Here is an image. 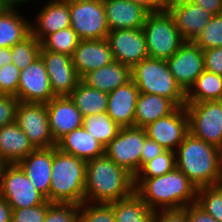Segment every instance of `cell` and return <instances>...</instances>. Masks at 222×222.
Instances as JSON below:
<instances>
[{
	"instance_id": "6da1fadb",
	"label": "cell",
	"mask_w": 222,
	"mask_h": 222,
	"mask_svg": "<svg viewBox=\"0 0 222 222\" xmlns=\"http://www.w3.org/2000/svg\"><path fill=\"white\" fill-rule=\"evenodd\" d=\"M135 193V176L105 154L86 162L84 201L112 203Z\"/></svg>"
},
{
	"instance_id": "7a4b0ae2",
	"label": "cell",
	"mask_w": 222,
	"mask_h": 222,
	"mask_svg": "<svg viewBox=\"0 0 222 222\" xmlns=\"http://www.w3.org/2000/svg\"><path fill=\"white\" fill-rule=\"evenodd\" d=\"M135 193L153 211L179 210L196 203L197 187L175 168L162 176L135 178Z\"/></svg>"
},
{
	"instance_id": "3957f363",
	"label": "cell",
	"mask_w": 222,
	"mask_h": 222,
	"mask_svg": "<svg viewBox=\"0 0 222 222\" xmlns=\"http://www.w3.org/2000/svg\"><path fill=\"white\" fill-rule=\"evenodd\" d=\"M221 152L190 132L175 151L176 168L197 187L218 185L221 177Z\"/></svg>"
},
{
	"instance_id": "277c9868",
	"label": "cell",
	"mask_w": 222,
	"mask_h": 222,
	"mask_svg": "<svg viewBox=\"0 0 222 222\" xmlns=\"http://www.w3.org/2000/svg\"><path fill=\"white\" fill-rule=\"evenodd\" d=\"M50 203L84 202L86 184V162L52 147Z\"/></svg>"
},
{
	"instance_id": "5b68a950",
	"label": "cell",
	"mask_w": 222,
	"mask_h": 222,
	"mask_svg": "<svg viewBox=\"0 0 222 222\" xmlns=\"http://www.w3.org/2000/svg\"><path fill=\"white\" fill-rule=\"evenodd\" d=\"M131 76L141 93L168 98L177 107L186 105V93L175 81L166 60L143 59L131 68Z\"/></svg>"
},
{
	"instance_id": "8992f818",
	"label": "cell",
	"mask_w": 222,
	"mask_h": 222,
	"mask_svg": "<svg viewBox=\"0 0 222 222\" xmlns=\"http://www.w3.org/2000/svg\"><path fill=\"white\" fill-rule=\"evenodd\" d=\"M142 29L149 58L167 60L185 42L167 11L149 13Z\"/></svg>"
},
{
	"instance_id": "52a82bcc",
	"label": "cell",
	"mask_w": 222,
	"mask_h": 222,
	"mask_svg": "<svg viewBox=\"0 0 222 222\" xmlns=\"http://www.w3.org/2000/svg\"><path fill=\"white\" fill-rule=\"evenodd\" d=\"M189 132L222 150V100L186 103Z\"/></svg>"
},
{
	"instance_id": "ba28073f",
	"label": "cell",
	"mask_w": 222,
	"mask_h": 222,
	"mask_svg": "<svg viewBox=\"0 0 222 222\" xmlns=\"http://www.w3.org/2000/svg\"><path fill=\"white\" fill-rule=\"evenodd\" d=\"M71 28L81 40L106 39L110 31L102 1L69 0Z\"/></svg>"
},
{
	"instance_id": "9c48e42d",
	"label": "cell",
	"mask_w": 222,
	"mask_h": 222,
	"mask_svg": "<svg viewBox=\"0 0 222 222\" xmlns=\"http://www.w3.org/2000/svg\"><path fill=\"white\" fill-rule=\"evenodd\" d=\"M146 137L144 128H120L118 134L104 148V154L135 176L140 171L141 151Z\"/></svg>"
},
{
	"instance_id": "30bf717a",
	"label": "cell",
	"mask_w": 222,
	"mask_h": 222,
	"mask_svg": "<svg viewBox=\"0 0 222 222\" xmlns=\"http://www.w3.org/2000/svg\"><path fill=\"white\" fill-rule=\"evenodd\" d=\"M0 196L12 209L34 207L46 201L18 164L6 167L0 178Z\"/></svg>"
},
{
	"instance_id": "8fae6325",
	"label": "cell",
	"mask_w": 222,
	"mask_h": 222,
	"mask_svg": "<svg viewBox=\"0 0 222 222\" xmlns=\"http://www.w3.org/2000/svg\"><path fill=\"white\" fill-rule=\"evenodd\" d=\"M15 122L36 149L56 146L50 132L46 104L19 102Z\"/></svg>"
},
{
	"instance_id": "7c38bea8",
	"label": "cell",
	"mask_w": 222,
	"mask_h": 222,
	"mask_svg": "<svg viewBox=\"0 0 222 222\" xmlns=\"http://www.w3.org/2000/svg\"><path fill=\"white\" fill-rule=\"evenodd\" d=\"M166 62L175 81L185 93L205 70L203 50L193 41H185Z\"/></svg>"
},
{
	"instance_id": "4fadbf2b",
	"label": "cell",
	"mask_w": 222,
	"mask_h": 222,
	"mask_svg": "<svg viewBox=\"0 0 222 222\" xmlns=\"http://www.w3.org/2000/svg\"><path fill=\"white\" fill-rule=\"evenodd\" d=\"M147 137L165 150L176 151L189 133V119L185 106L177 107L169 115L144 127Z\"/></svg>"
},
{
	"instance_id": "5bb4252c",
	"label": "cell",
	"mask_w": 222,
	"mask_h": 222,
	"mask_svg": "<svg viewBox=\"0 0 222 222\" xmlns=\"http://www.w3.org/2000/svg\"><path fill=\"white\" fill-rule=\"evenodd\" d=\"M40 57L44 61L50 87L55 97L69 96L81 81L70 55L45 50Z\"/></svg>"
},
{
	"instance_id": "9a60e30c",
	"label": "cell",
	"mask_w": 222,
	"mask_h": 222,
	"mask_svg": "<svg viewBox=\"0 0 222 222\" xmlns=\"http://www.w3.org/2000/svg\"><path fill=\"white\" fill-rule=\"evenodd\" d=\"M106 39L116 62L132 68L141 60L149 57L142 28L111 30Z\"/></svg>"
},
{
	"instance_id": "2e32d148",
	"label": "cell",
	"mask_w": 222,
	"mask_h": 222,
	"mask_svg": "<svg viewBox=\"0 0 222 222\" xmlns=\"http://www.w3.org/2000/svg\"><path fill=\"white\" fill-rule=\"evenodd\" d=\"M16 97L24 103H48L55 96L51 90L44 61L38 57L31 65L20 70Z\"/></svg>"
},
{
	"instance_id": "e0dca14e",
	"label": "cell",
	"mask_w": 222,
	"mask_h": 222,
	"mask_svg": "<svg viewBox=\"0 0 222 222\" xmlns=\"http://www.w3.org/2000/svg\"><path fill=\"white\" fill-rule=\"evenodd\" d=\"M166 11L185 41H194L214 16L188 0H168Z\"/></svg>"
},
{
	"instance_id": "ac0fdd59",
	"label": "cell",
	"mask_w": 222,
	"mask_h": 222,
	"mask_svg": "<svg viewBox=\"0 0 222 222\" xmlns=\"http://www.w3.org/2000/svg\"><path fill=\"white\" fill-rule=\"evenodd\" d=\"M42 4L30 22L31 34L40 42L47 35L71 26L69 0H44Z\"/></svg>"
},
{
	"instance_id": "d6986e66",
	"label": "cell",
	"mask_w": 222,
	"mask_h": 222,
	"mask_svg": "<svg viewBox=\"0 0 222 222\" xmlns=\"http://www.w3.org/2000/svg\"><path fill=\"white\" fill-rule=\"evenodd\" d=\"M71 58L81 79L90 71L114 62L107 39L80 40Z\"/></svg>"
},
{
	"instance_id": "ffe728a7",
	"label": "cell",
	"mask_w": 222,
	"mask_h": 222,
	"mask_svg": "<svg viewBox=\"0 0 222 222\" xmlns=\"http://www.w3.org/2000/svg\"><path fill=\"white\" fill-rule=\"evenodd\" d=\"M50 132L55 142L83 126V116L69 96L54 97L46 103Z\"/></svg>"
},
{
	"instance_id": "44dd1931",
	"label": "cell",
	"mask_w": 222,
	"mask_h": 222,
	"mask_svg": "<svg viewBox=\"0 0 222 222\" xmlns=\"http://www.w3.org/2000/svg\"><path fill=\"white\" fill-rule=\"evenodd\" d=\"M139 94L140 91L132 80L108 93L106 113L121 128L134 126Z\"/></svg>"
},
{
	"instance_id": "7402d4cb",
	"label": "cell",
	"mask_w": 222,
	"mask_h": 222,
	"mask_svg": "<svg viewBox=\"0 0 222 222\" xmlns=\"http://www.w3.org/2000/svg\"><path fill=\"white\" fill-rule=\"evenodd\" d=\"M108 27L111 30L142 28L149 12L130 0H104Z\"/></svg>"
},
{
	"instance_id": "603a6c76",
	"label": "cell",
	"mask_w": 222,
	"mask_h": 222,
	"mask_svg": "<svg viewBox=\"0 0 222 222\" xmlns=\"http://www.w3.org/2000/svg\"><path fill=\"white\" fill-rule=\"evenodd\" d=\"M18 165L35 188L49 201L52 174V147L38 148L23 158Z\"/></svg>"
},
{
	"instance_id": "cb8c5ba5",
	"label": "cell",
	"mask_w": 222,
	"mask_h": 222,
	"mask_svg": "<svg viewBox=\"0 0 222 222\" xmlns=\"http://www.w3.org/2000/svg\"><path fill=\"white\" fill-rule=\"evenodd\" d=\"M56 148L87 162L103 156L105 147L82 126L60 138Z\"/></svg>"
},
{
	"instance_id": "d4e9b609",
	"label": "cell",
	"mask_w": 222,
	"mask_h": 222,
	"mask_svg": "<svg viewBox=\"0 0 222 222\" xmlns=\"http://www.w3.org/2000/svg\"><path fill=\"white\" fill-rule=\"evenodd\" d=\"M81 80L91 88L110 93L132 80L131 67L114 61L90 71Z\"/></svg>"
},
{
	"instance_id": "484cf974",
	"label": "cell",
	"mask_w": 222,
	"mask_h": 222,
	"mask_svg": "<svg viewBox=\"0 0 222 222\" xmlns=\"http://www.w3.org/2000/svg\"><path fill=\"white\" fill-rule=\"evenodd\" d=\"M35 149L16 122L0 128V155L9 164H18Z\"/></svg>"
},
{
	"instance_id": "4316f807",
	"label": "cell",
	"mask_w": 222,
	"mask_h": 222,
	"mask_svg": "<svg viewBox=\"0 0 222 222\" xmlns=\"http://www.w3.org/2000/svg\"><path fill=\"white\" fill-rule=\"evenodd\" d=\"M18 9H2L0 12V48H11L31 34L28 19Z\"/></svg>"
},
{
	"instance_id": "83f0119b",
	"label": "cell",
	"mask_w": 222,
	"mask_h": 222,
	"mask_svg": "<svg viewBox=\"0 0 222 222\" xmlns=\"http://www.w3.org/2000/svg\"><path fill=\"white\" fill-rule=\"evenodd\" d=\"M176 108L177 106L168 98L140 92L136 103L134 126L144 128L169 115Z\"/></svg>"
},
{
	"instance_id": "f1b7e54d",
	"label": "cell",
	"mask_w": 222,
	"mask_h": 222,
	"mask_svg": "<svg viewBox=\"0 0 222 222\" xmlns=\"http://www.w3.org/2000/svg\"><path fill=\"white\" fill-rule=\"evenodd\" d=\"M69 97L83 117L107 112L108 93L91 88L82 80Z\"/></svg>"
},
{
	"instance_id": "f546056e",
	"label": "cell",
	"mask_w": 222,
	"mask_h": 222,
	"mask_svg": "<svg viewBox=\"0 0 222 222\" xmlns=\"http://www.w3.org/2000/svg\"><path fill=\"white\" fill-rule=\"evenodd\" d=\"M222 100V76L204 70L186 93V103Z\"/></svg>"
},
{
	"instance_id": "4dcf8cb0",
	"label": "cell",
	"mask_w": 222,
	"mask_h": 222,
	"mask_svg": "<svg viewBox=\"0 0 222 222\" xmlns=\"http://www.w3.org/2000/svg\"><path fill=\"white\" fill-rule=\"evenodd\" d=\"M115 222H152L154 211L136 194L112 202Z\"/></svg>"
},
{
	"instance_id": "1f68e13d",
	"label": "cell",
	"mask_w": 222,
	"mask_h": 222,
	"mask_svg": "<svg viewBox=\"0 0 222 222\" xmlns=\"http://www.w3.org/2000/svg\"><path fill=\"white\" fill-rule=\"evenodd\" d=\"M83 127L104 147L110 143L121 128L107 113L83 117Z\"/></svg>"
},
{
	"instance_id": "d6a6232c",
	"label": "cell",
	"mask_w": 222,
	"mask_h": 222,
	"mask_svg": "<svg viewBox=\"0 0 222 222\" xmlns=\"http://www.w3.org/2000/svg\"><path fill=\"white\" fill-rule=\"evenodd\" d=\"M80 40L77 33L68 27L47 35L41 41V47L45 50L72 56Z\"/></svg>"
},
{
	"instance_id": "836d02e7",
	"label": "cell",
	"mask_w": 222,
	"mask_h": 222,
	"mask_svg": "<svg viewBox=\"0 0 222 222\" xmlns=\"http://www.w3.org/2000/svg\"><path fill=\"white\" fill-rule=\"evenodd\" d=\"M41 42L30 34L22 42L11 47L12 63L23 70L40 57Z\"/></svg>"
},
{
	"instance_id": "e575fe53",
	"label": "cell",
	"mask_w": 222,
	"mask_h": 222,
	"mask_svg": "<svg viewBox=\"0 0 222 222\" xmlns=\"http://www.w3.org/2000/svg\"><path fill=\"white\" fill-rule=\"evenodd\" d=\"M196 204L218 222H222V185L197 188Z\"/></svg>"
},
{
	"instance_id": "d590c367",
	"label": "cell",
	"mask_w": 222,
	"mask_h": 222,
	"mask_svg": "<svg viewBox=\"0 0 222 222\" xmlns=\"http://www.w3.org/2000/svg\"><path fill=\"white\" fill-rule=\"evenodd\" d=\"M176 168V155L174 151L165 150L151 161H148L135 178H152L162 176Z\"/></svg>"
},
{
	"instance_id": "8d00e7d4",
	"label": "cell",
	"mask_w": 222,
	"mask_h": 222,
	"mask_svg": "<svg viewBox=\"0 0 222 222\" xmlns=\"http://www.w3.org/2000/svg\"><path fill=\"white\" fill-rule=\"evenodd\" d=\"M193 42L201 50L222 47V13L214 15Z\"/></svg>"
},
{
	"instance_id": "74e56055",
	"label": "cell",
	"mask_w": 222,
	"mask_h": 222,
	"mask_svg": "<svg viewBox=\"0 0 222 222\" xmlns=\"http://www.w3.org/2000/svg\"><path fill=\"white\" fill-rule=\"evenodd\" d=\"M79 222H115L112 203L84 201L79 205Z\"/></svg>"
},
{
	"instance_id": "f35d334b",
	"label": "cell",
	"mask_w": 222,
	"mask_h": 222,
	"mask_svg": "<svg viewBox=\"0 0 222 222\" xmlns=\"http://www.w3.org/2000/svg\"><path fill=\"white\" fill-rule=\"evenodd\" d=\"M44 222H79V205L71 203H51Z\"/></svg>"
},
{
	"instance_id": "ab89813d",
	"label": "cell",
	"mask_w": 222,
	"mask_h": 222,
	"mask_svg": "<svg viewBox=\"0 0 222 222\" xmlns=\"http://www.w3.org/2000/svg\"><path fill=\"white\" fill-rule=\"evenodd\" d=\"M20 69L13 63L0 67V95L15 96L18 91Z\"/></svg>"
},
{
	"instance_id": "60d3db41",
	"label": "cell",
	"mask_w": 222,
	"mask_h": 222,
	"mask_svg": "<svg viewBox=\"0 0 222 222\" xmlns=\"http://www.w3.org/2000/svg\"><path fill=\"white\" fill-rule=\"evenodd\" d=\"M50 204L51 203L46 200L43 204L34 207L13 209L11 222H44Z\"/></svg>"
},
{
	"instance_id": "b9f144b4",
	"label": "cell",
	"mask_w": 222,
	"mask_h": 222,
	"mask_svg": "<svg viewBox=\"0 0 222 222\" xmlns=\"http://www.w3.org/2000/svg\"><path fill=\"white\" fill-rule=\"evenodd\" d=\"M18 103L15 96L0 95V128L15 122Z\"/></svg>"
},
{
	"instance_id": "7bdbcfd3",
	"label": "cell",
	"mask_w": 222,
	"mask_h": 222,
	"mask_svg": "<svg viewBox=\"0 0 222 222\" xmlns=\"http://www.w3.org/2000/svg\"><path fill=\"white\" fill-rule=\"evenodd\" d=\"M205 70L222 76V47L203 50Z\"/></svg>"
},
{
	"instance_id": "ee69618b",
	"label": "cell",
	"mask_w": 222,
	"mask_h": 222,
	"mask_svg": "<svg viewBox=\"0 0 222 222\" xmlns=\"http://www.w3.org/2000/svg\"><path fill=\"white\" fill-rule=\"evenodd\" d=\"M165 149L156 143L154 140L150 139L149 137L145 138L143 148L141 151V158H140V169L148 162L154 159L159 154H162Z\"/></svg>"
},
{
	"instance_id": "f6af8a7d",
	"label": "cell",
	"mask_w": 222,
	"mask_h": 222,
	"mask_svg": "<svg viewBox=\"0 0 222 222\" xmlns=\"http://www.w3.org/2000/svg\"><path fill=\"white\" fill-rule=\"evenodd\" d=\"M152 222H188L183 209L154 211Z\"/></svg>"
},
{
	"instance_id": "bcb514c9",
	"label": "cell",
	"mask_w": 222,
	"mask_h": 222,
	"mask_svg": "<svg viewBox=\"0 0 222 222\" xmlns=\"http://www.w3.org/2000/svg\"><path fill=\"white\" fill-rule=\"evenodd\" d=\"M183 210L187 214L188 222H218L196 203L186 206Z\"/></svg>"
},
{
	"instance_id": "7dc6e473",
	"label": "cell",
	"mask_w": 222,
	"mask_h": 222,
	"mask_svg": "<svg viewBox=\"0 0 222 222\" xmlns=\"http://www.w3.org/2000/svg\"><path fill=\"white\" fill-rule=\"evenodd\" d=\"M135 4L142 6L149 13H158L166 11L168 0H130Z\"/></svg>"
},
{
	"instance_id": "c3c4849f",
	"label": "cell",
	"mask_w": 222,
	"mask_h": 222,
	"mask_svg": "<svg viewBox=\"0 0 222 222\" xmlns=\"http://www.w3.org/2000/svg\"><path fill=\"white\" fill-rule=\"evenodd\" d=\"M202 7L204 10L217 15L222 13V0H188Z\"/></svg>"
},
{
	"instance_id": "681fc988",
	"label": "cell",
	"mask_w": 222,
	"mask_h": 222,
	"mask_svg": "<svg viewBox=\"0 0 222 222\" xmlns=\"http://www.w3.org/2000/svg\"><path fill=\"white\" fill-rule=\"evenodd\" d=\"M13 209L8 202L0 196V222H11Z\"/></svg>"
},
{
	"instance_id": "f907efd6",
	"label": "cell",
	"mask_w": 222,
	"mask_h": 222,
	"mask_svg": "<svg viewBox=\"0 0 222 222\" xmlns=\"http://www.w3.org/2000/svg\"><path fill=\"white\" fill-rule=\"evenodd\" d=\"M37 3L38 0H0V5L3 7V9H17L19 10V6L25 5L27 3L31 2ZM44 0H42L43 2Z\"/></svg>"
},
{
	"instance_id": "816d5d0a",
	"label": "cell",
	"mask_w": 222,
	"mask_h": 222,
	"mask_svg": "<svg viewBox=\"0 0 222 222\" xmlns=\"http://www.w3.org/2000/svg\"><path fill=\"white\" fill-rule=\"evenodd\" d=\"M12 63L11 48H0V67Z\"/></svg>"
},
{
	"instance_id": "f5cc1de1",
	"label": "cell",
	"mask_w": 222,
	"mask_h": 222,
	"mask_svg": "<svg viewBox=\"0 0 222 222\" xmlns=\"http://www.w3.org/2000/svg\"><path fill=\"white\" fill-rule=\"evenodd\" d=\"M8 165L9 163L0 155V178Z\"/></svg>"
},
{
	"instance_id": "db71d44e",
	"label": "cell",
	"mask_w": 222,
	"mask_h": 222,
	"mask_svg": "<svg viewBox=\"0 0 222 222\" xmlns=\"http://www.w3.org/2000/svg\"><path fill=\"white\" fill-rule=\"evenodd\" d=\"M219 184L222 185V152H221V177H220Z\"/></svg>"
}]
</instances>
